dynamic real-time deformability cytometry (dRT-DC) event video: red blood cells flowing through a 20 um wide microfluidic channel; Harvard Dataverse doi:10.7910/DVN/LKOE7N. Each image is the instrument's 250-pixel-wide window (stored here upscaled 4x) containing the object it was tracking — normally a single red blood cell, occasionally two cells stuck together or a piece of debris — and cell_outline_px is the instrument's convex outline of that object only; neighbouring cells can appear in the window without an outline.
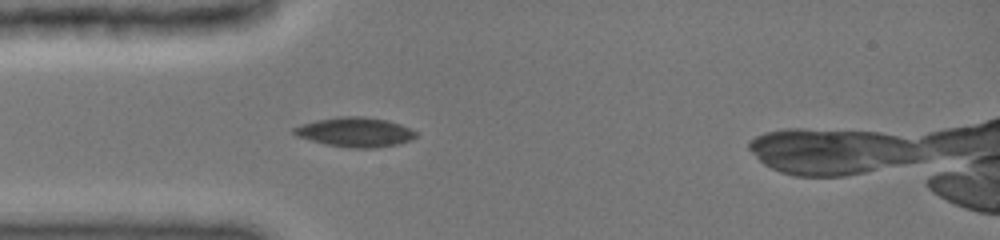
{"species": "common noctule bat (a hibernating species)", "species_latin": "Nyctalus noctula", "temperature_condition": "cold", "stored_images_in_passage": 4, "camera_frame_rate_fps": 3000, "um_per_image_px": 0.085, "animal": {"sex": "female", "body_mass_g": 19.0, "forearm_length_mm": 51.5}, "frame": {"image": 1, "passage_image": 4, "time_ms": 3.333, "image_size_px": [1000, 240], "cell_outline_px": [[416, 136], [412, 140], [396, 144], [376, 148], [348, 148], [324, 144], [296, 136], [292, 132], [292, 128], [316, 120], [340, 116], [364, 116], [388, 120], [400, 124], [416, 132]], "centroid_in_image_um": [30.17, 11.23], "position_along_channel_um": 54.8, "area_um2": 21.04}}